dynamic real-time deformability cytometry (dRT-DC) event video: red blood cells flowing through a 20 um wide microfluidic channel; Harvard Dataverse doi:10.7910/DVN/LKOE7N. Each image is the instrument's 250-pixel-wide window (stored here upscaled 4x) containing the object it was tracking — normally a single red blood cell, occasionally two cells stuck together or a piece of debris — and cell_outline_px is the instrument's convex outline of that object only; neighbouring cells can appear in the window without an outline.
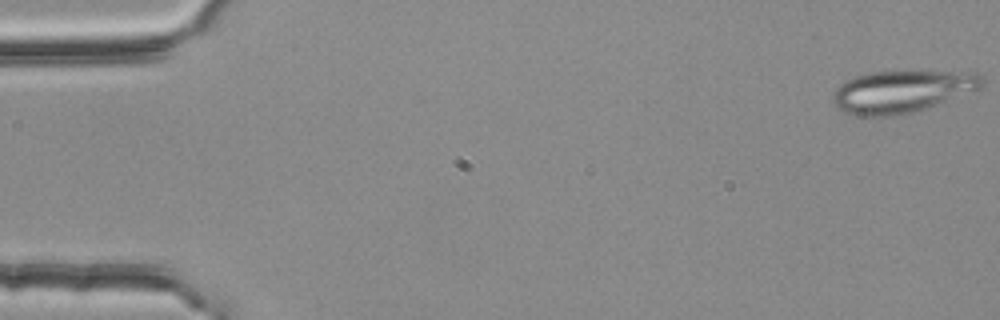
{"species": "common noctule bat (a hibernating species)", "species_latin": "Nyctalus noctula", "temperature_condition": "room temperature", "stored_images_in_passage": 55, "camera_frame_rate_fps": 3000, "um_per_image_px": 0.085, "animal": {"sex": "female", "body_mass_g": 25.1}, "frame": {"image": 1, "passage_image": 1, "time_ms": 0.0, "image_size_px": [1000, 320], "cell_outline_px": [[984, 84], [980, 88], [928, 108], [912, 112], [892, 116], [852, 116], [844, 112], [832, 104], [832, 96], [836, 88], [844, 80], [868, 72], [920, 68], [976, 72], [984, 76]], "centroid_in_image_um": [76.7, 7.71], "position_along_channel_um": 8.3, "area_um2": 38.38}}
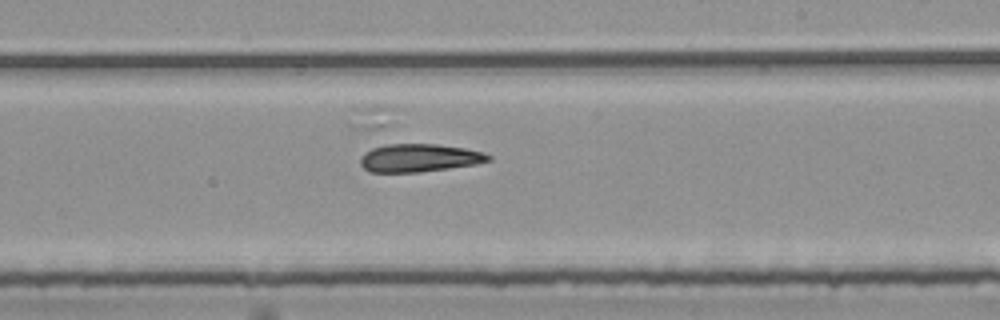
{"frame": {"image": 2, "passage_image": 32, "time_ms": 10.333, "image_size_px": [1000, 320], "cell_outline_px": [[492, 160], [476, 164], [420, 172], [368, 172], [360, 164], [360, 156], [364, 152], [372, 148], [388, 144], [436, 144], [464, 148], [484, 152], [492, 156]], "centroid_in_image_um": [35.63, 13.42], "position_along_channel_um": 253.4, "area_um2": 20.98}}
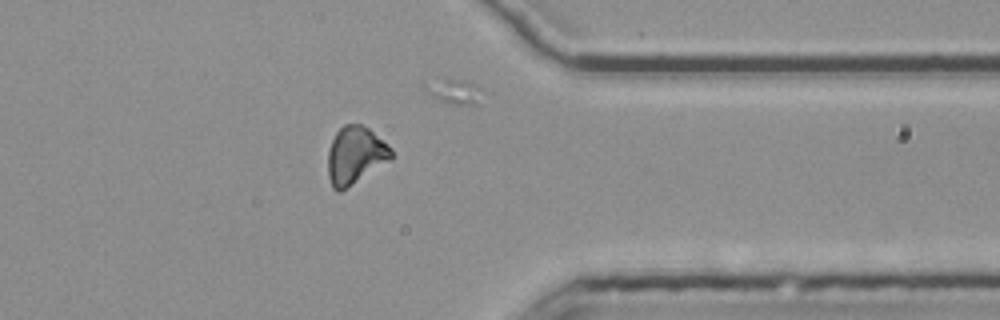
{"frame": {"image": 3, "passage_image": 43, "time_ms": 14.0, "image_size_px": [1000, 320], "cell_outline_px": [[392, 160], [340, 192], [336, 192], [332, 188], [328, 176], [328, 152], [332, 140], [336, 132], [344, 124], [360, 124], [368, 128], [388, 144], [392, 148]], "centroid_in_image_um": [30.2, 13.22], "position_along_channel_um": 381.2, "area_um2": 21.39}}